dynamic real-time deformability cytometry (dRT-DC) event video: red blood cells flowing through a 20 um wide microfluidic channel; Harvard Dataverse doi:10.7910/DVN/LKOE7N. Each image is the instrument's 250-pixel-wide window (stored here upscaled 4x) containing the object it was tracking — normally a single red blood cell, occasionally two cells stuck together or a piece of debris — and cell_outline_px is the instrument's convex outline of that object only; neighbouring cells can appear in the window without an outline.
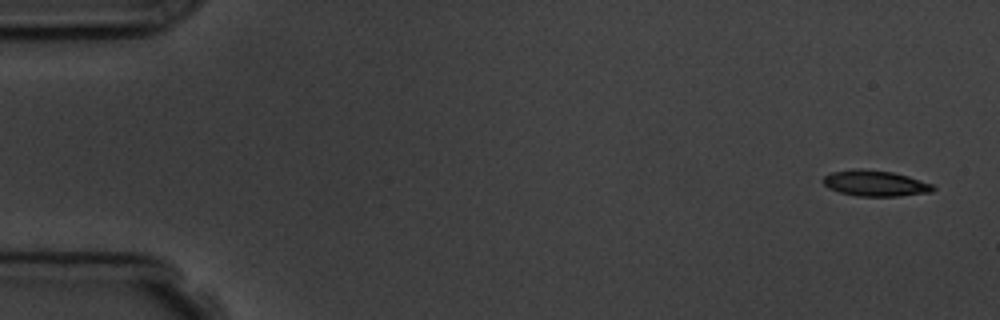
{"species": "common noctule bat (a hibernating species)", "species_latin": "Nyctalus noctula", "temperature_condition": "room temperature", "stored_images_in_passage": 5, "camera_frame_rate_fps": 3000, "um_per_image_px": 0.085, "animal": {"sex": "male", "body_mass_g": 19.5, "forearm_length_mm": 54.6}, "frame": {"image": 1, "passage_image": 1, "time_ms": 0.0, "image_size_px": [1000, 320], "cell_outline_px": [[936, 188], [932, 192], [900, 196], [856, 196], [840, 192], [828, 188], [820, 180], [824, 176], [832, 172], [852, 168], [860, 168], [892, 172], [908, 176], [932, 184]], "centroid_in_image_um": [74.36, 15.57], "position_along_channel_um": 10.6, "area_um2": 16.7}}